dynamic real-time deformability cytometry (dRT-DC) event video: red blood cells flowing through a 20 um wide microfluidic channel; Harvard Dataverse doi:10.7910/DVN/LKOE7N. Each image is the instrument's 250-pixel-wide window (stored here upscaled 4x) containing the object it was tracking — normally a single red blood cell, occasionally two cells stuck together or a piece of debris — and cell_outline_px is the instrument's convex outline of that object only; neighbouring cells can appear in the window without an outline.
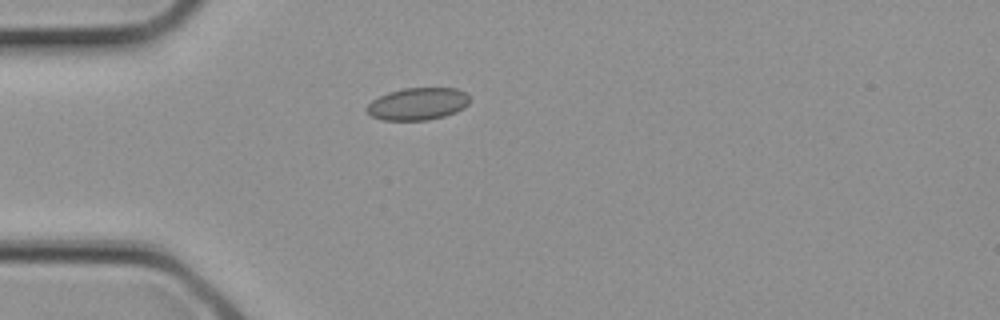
{"species": "common noctule bat (a hibernating species)", "species_latin": "Nyctalus noctula", "temperature_condition": "cold", "stored_images_in_passage": 3, "camera_frame_rate_fps": 3000, "um_per_image_px": 0.085, "animal": {"sex": "female", "body_mass_g": 21.9}, "frame": {"image": 1, "passage_image": 3, "time_ms": 0.667, "image_size_px": [1000, 320], "cell_outline_px": [[472, 100], [464, 108], [456, 112], [444, 116], [428, 120], [384, 120], [372, 116], [364, 108], [372, 100], [388, 92], [404, 88], [456, 88], [464, 92]], "centroid_in_image_um": [35.52, 8.83], "position_along_channel_um": 49.5, "area_um2": 19.42}}